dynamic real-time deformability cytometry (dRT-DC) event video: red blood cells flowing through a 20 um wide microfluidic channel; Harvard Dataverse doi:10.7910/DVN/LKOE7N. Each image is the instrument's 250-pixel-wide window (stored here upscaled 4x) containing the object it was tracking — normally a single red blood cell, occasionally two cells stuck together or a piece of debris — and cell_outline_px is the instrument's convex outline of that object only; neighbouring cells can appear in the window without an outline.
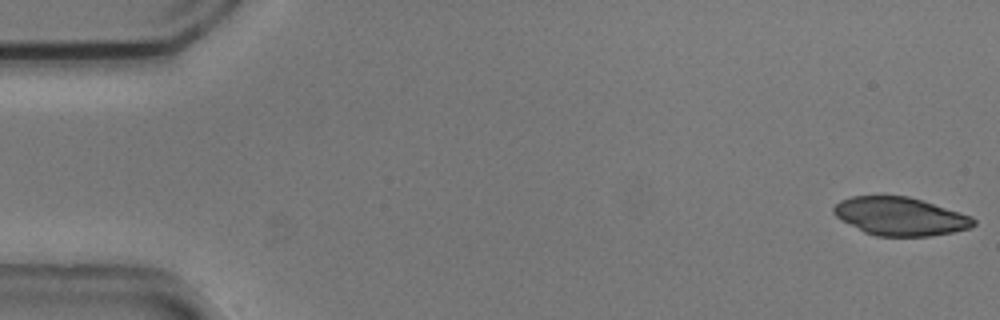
{"species": "common noctule bat (a hibernating species)", "species_latin": "Nyctalus noctula", "temperature_condition": "cold", "stored_images_in_passage": 54, "camera_frame_rate_fps": 3000, "um_per_image_px": 0.085, "animal": {"sex": "male", "body_mass_g": 20.5, "forearm_length_mm": 52.5}, "frame": {"image": 1, "passage_image": 1, "time_ms": 0.0, "image_size_px": [1000, 320], "cell_outline_px": [[976, 224], [972, 228], [952, 232], [928, 236], [876, 236], [864, 232], [840, 220], [832, 212], [832, 208], [840, 200], [852, 196], [908, 196], [960, 212], [972, 216], [976, 220]], "centroid_in_image_um": [76.51, 18.39], "position_along_channel_um": 8.5, "area_um2": 31.21}}